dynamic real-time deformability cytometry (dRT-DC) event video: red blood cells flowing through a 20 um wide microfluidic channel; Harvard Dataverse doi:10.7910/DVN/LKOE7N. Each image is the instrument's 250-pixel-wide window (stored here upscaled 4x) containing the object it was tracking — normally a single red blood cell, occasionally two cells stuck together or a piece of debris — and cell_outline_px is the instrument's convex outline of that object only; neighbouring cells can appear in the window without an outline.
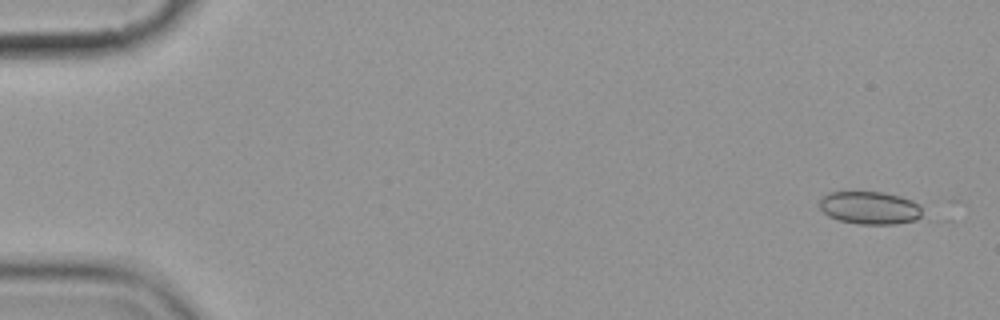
{"species": "common noctule bat (a hibernating species)", "species_latin": "Nyctalus noctula", "temperature_condition": "cold", "stored_images_in_passage": 5, "camera_frame_rate_fps": 3000, "um_per_image_px": 0.085, "animal": {"sex": "female", "body_mass_g": 19.9}, "frame": {"image": 1, "passage_image": 1, "time_ms": 0.0, "image_size_px": [1000, 320], "cell_outline_px": [[920, 216], [916, 220], [896, 224], [860, 224], [836, 220], [828, 216], [820, 208], [820, 196], [828, 192], [884, 192], [900, 196], [912, 200], [920, 204]], "centroid_in_image_um": [73.9, 17.66], "position_along_channel_um": 11.1, "area_um2": 19.83}}
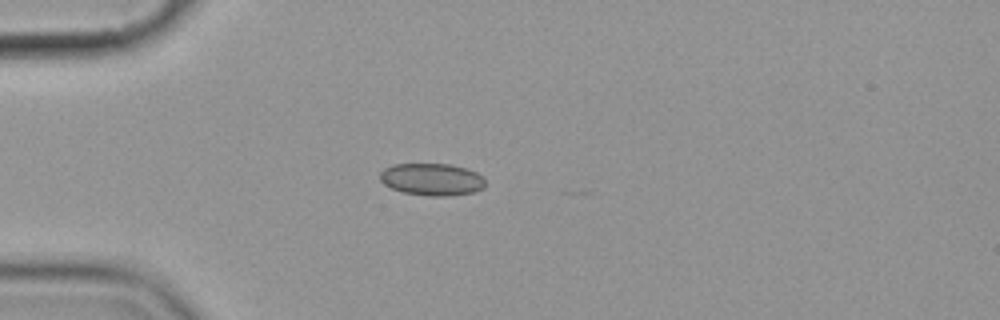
{"frame": {"image": 2, "passage_image": 4, "time_ms": 4.333, "image_size_px": [1000, 320], "cell_outline_px": [[484, 188], [476, 192], [448, 196], [432, 196], [404, 192], [392, 188], [384, 184], [380, 180], [380, 172], [384, 168], [392, 164], [452, 164], [476, 172], [484, 176]], "centroid_in_image_um": [36.73, 15.24], "position_along_channel_um": 48.3, "area_um2": 19.83}}